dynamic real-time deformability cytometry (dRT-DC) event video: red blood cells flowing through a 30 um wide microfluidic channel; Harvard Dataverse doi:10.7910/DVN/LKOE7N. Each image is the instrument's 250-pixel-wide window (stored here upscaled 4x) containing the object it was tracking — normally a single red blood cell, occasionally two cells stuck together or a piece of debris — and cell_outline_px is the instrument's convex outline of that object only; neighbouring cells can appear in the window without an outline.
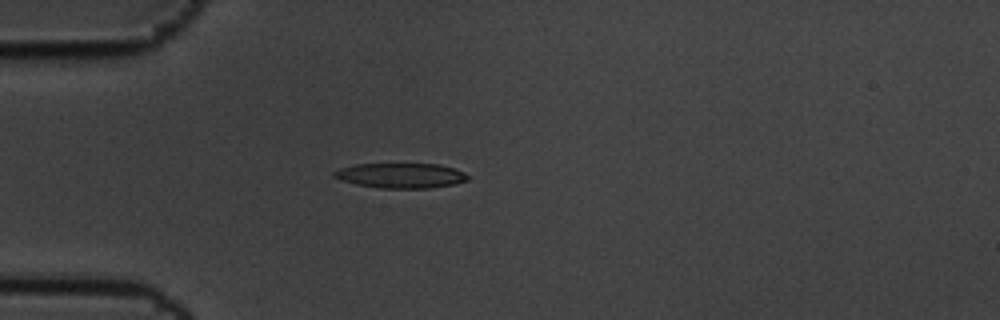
{"species": "common noctule bat (a hibernating species)", "species_latin": "Nyctalus noctula", "temperature_condition": "cold", "stored_images_in_passage": 6, "camera_frame_rate_fps": 3000, "um_per_image_px": 0.085, "animal": {"sex": "male", "body_mass_g": 19.5, "forearm_length_mm": 54.6}, "frame": {"image": 1, "passage_image": 5, "time_ms": 1.333, "image_size_px": [1000, 320], "cell_outline_px": [[468, 180], [456, 184], [428, 188], [380, 188], [356, 184], [340, 180], [332, 176], [332, 172], [340, 168], [356, 164], [440, 164], [464, 172], [468, 176]], "centroid_in_image_um": [34.05, 14.92], "position_along_channel_um": 50.9, "area_um2": 19.48}}